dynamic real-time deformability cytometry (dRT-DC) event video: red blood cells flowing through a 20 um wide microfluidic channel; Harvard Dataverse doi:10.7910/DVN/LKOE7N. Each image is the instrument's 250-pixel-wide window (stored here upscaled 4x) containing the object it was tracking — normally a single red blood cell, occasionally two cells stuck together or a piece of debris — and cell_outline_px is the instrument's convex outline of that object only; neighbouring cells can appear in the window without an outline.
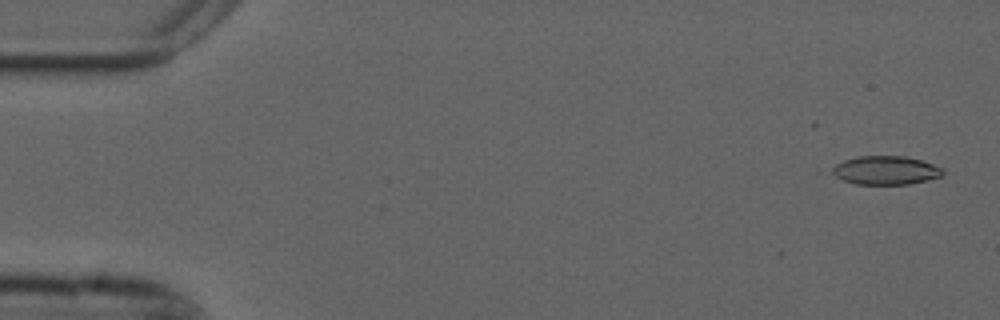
{"species": "common noctule bat (a hibernating species)", "species_latin": "Nyctalus noctula", "temperature_condition": "cold", "stored_images_in_passage": 42, "camera_frame_rate_fps": 3000, "um_per_image_px": 0.085, "animal": {"sex": "male", "forearm_length_mm": 52.5}, "frame": {"image": 1, "passage_image": 1, "time_ms": 0.0, "image_size_px": [1000, 320], "cell_outline_px": [[944, 172], [940, 176], [928, 180], [908, 184], [856, 184], [844, 180], [828, 172], [836, 164], [844, 160], [860, 156], [904, 156], [920, 160], [944, 168]], "centroid_in_image_um": [75.27, 14.47], "position_along_channel_um": 9.7, "area_um2": 18.38}}
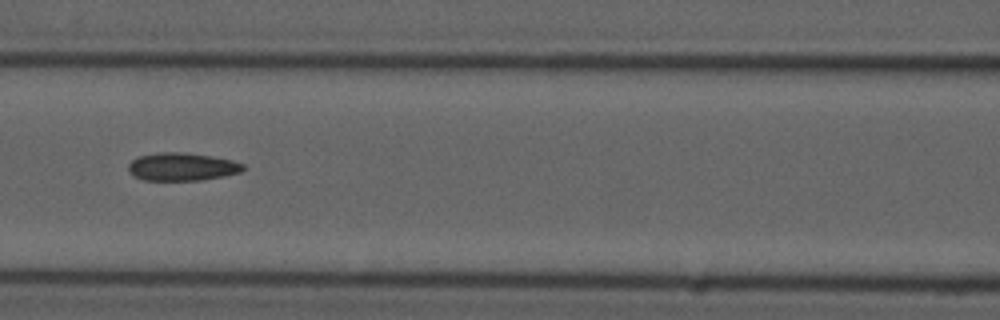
{"frame": {"image": 2, "passage_image": 23, "time_ms": 7.333, "image_size_px": [1000, 320], "cell_outline_px": [[244, 168], [240, 172], [224, 176], [200, 180], [144, 180], [132, 176], [128, 168], [128, 164], [136, 156], [160, 152], [180, 152], [208, 156], [232, 160], [244, 164]], "centroid_in_image_um": [15.42, 14.17], "position_along_channel_um": 151.2, "area_um2": 18.61}}
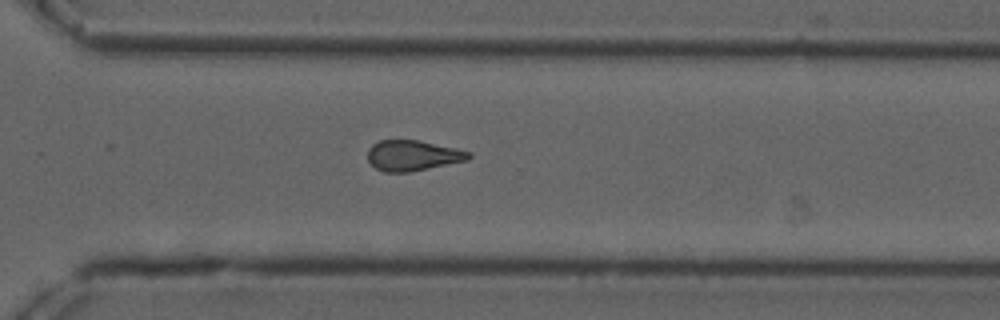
{"frame": {"image": 3, "passage_image": 38, "time_ms": 12.333, "image_size_px": [1000, 320], "cell_outline_px": [[472, 156], [468, 160], [408, 172], [384, 172], [376, 168], [368, 160], [368, 148], [372, 144], [380, 140], [420, 140], [456, 148], [472, 152]], "centroid_in_image_um": [35.09, 13.21], "position_along_channel_um": 335.5, "area_um2": 17.98}, "authors_computed_cell_mechanics": {"area_um2": 18.6983, "velocity_mm_per_s": 3.7021, "shape_relaxation_time_tau1_ms": 10.4226, "shape_relaxation_time_tau2_ms": 3.1814, "deformation_change_tau1": 0.2178, "deformation_change_tau2": 0.1276}}